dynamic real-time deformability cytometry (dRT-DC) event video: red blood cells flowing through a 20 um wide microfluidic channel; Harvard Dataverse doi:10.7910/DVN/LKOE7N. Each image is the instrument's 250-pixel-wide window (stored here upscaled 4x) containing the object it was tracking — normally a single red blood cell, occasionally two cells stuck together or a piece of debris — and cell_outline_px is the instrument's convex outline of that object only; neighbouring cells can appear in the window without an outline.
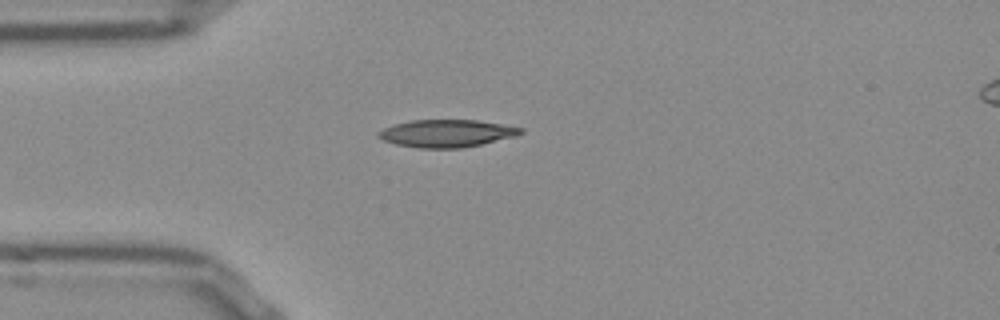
{"species": "Egyptian fruit bat (a non-hibernating species)", "species_latin": "Rousettus aegyptiacus", "temperature_condition": "room temperature", "stored_images_in_passage": 40, "camera_frame_rate_fps": 3000, "um_per_image_px": 0.085, "frame": {"image": 1, "passage_image": 1, "time_ms": 0.0, "image_size_px": [1000, 320], "cell_outline_px": [[524, 132], [516, 136], [464, 148], [420, 148], [396, 144], [384, 140], [376, 136], [376, 132], [384, 128], [396, 124], [412, 120], [476, 120], [524, 128]], "centroid_in_image_um": [37.97, 11.34], "position_along_channel_um": 47.0, "area_um2": 22.72}}
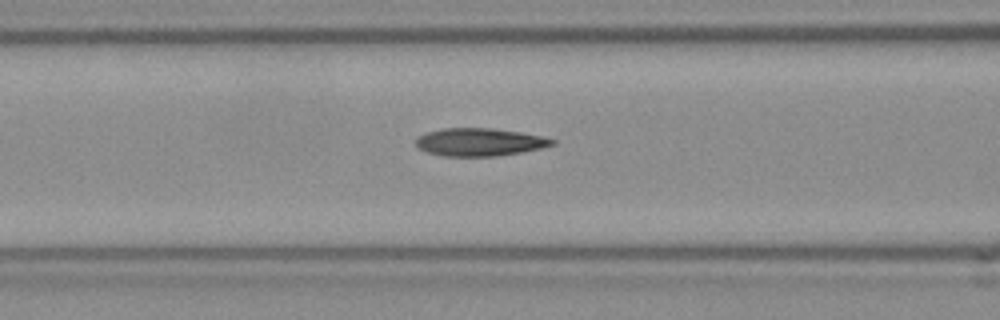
{"frame": {"image": 2, "passage_image": 8, "time_ms": 2.333, "image_size_px": [1000, 320], "cell_outline_px": [[556, 144], [540, 148], [520, 152], [496, 156], [444, 156], [428, 152], [420, 148], [416, 144], [416, 140], [420, 136], [428, 132], [444, 128], [492, 128], [520, 132], [540, 136], [556, 140]], "centroid_in_image_um": [40.78, 12.07], "position_along_channel_um": 125.8, "area_um2": 21.79}}
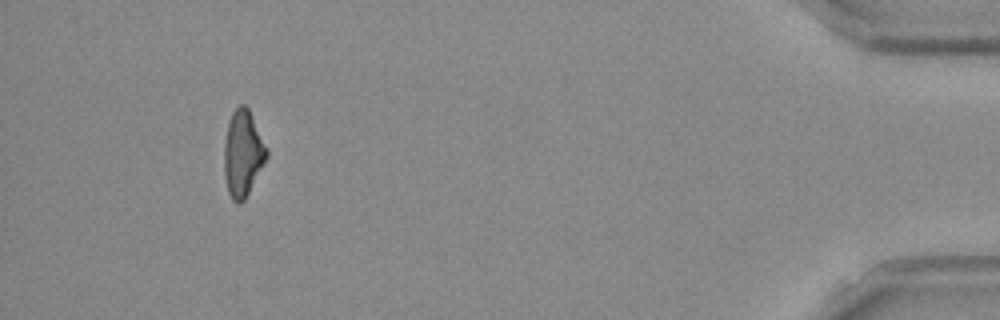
{"frame": {"image": 3, "passage_image": 36, "time_ms": 11.667, "image_size_px": [1000, 320], "cell_outline_px": [[268, 156], [244, 200], [240, 204], [236, 204], [232, 200], [228, 192], [224, 176], [224, 144], [228, 124], [232, 112], [240, 104], [244, 104], [248, 108], [268, 148]], "centroid_in_image_um": [20.64, 13.05], "position_along_channel_um": 414.6, "area_um2": 21.33}, "authors_computed_cell_mechanics": {"area_um2": 21.7039, "velocity_mm_per_s": 3.8601, "shape_relaxation_time_tau1_ms": 6.646, "shape_relaxation_time_tau2_ms": 3.9871, "deformation_change_tau1": 0.2032, "deformation_change_tau2": 0.1365}}